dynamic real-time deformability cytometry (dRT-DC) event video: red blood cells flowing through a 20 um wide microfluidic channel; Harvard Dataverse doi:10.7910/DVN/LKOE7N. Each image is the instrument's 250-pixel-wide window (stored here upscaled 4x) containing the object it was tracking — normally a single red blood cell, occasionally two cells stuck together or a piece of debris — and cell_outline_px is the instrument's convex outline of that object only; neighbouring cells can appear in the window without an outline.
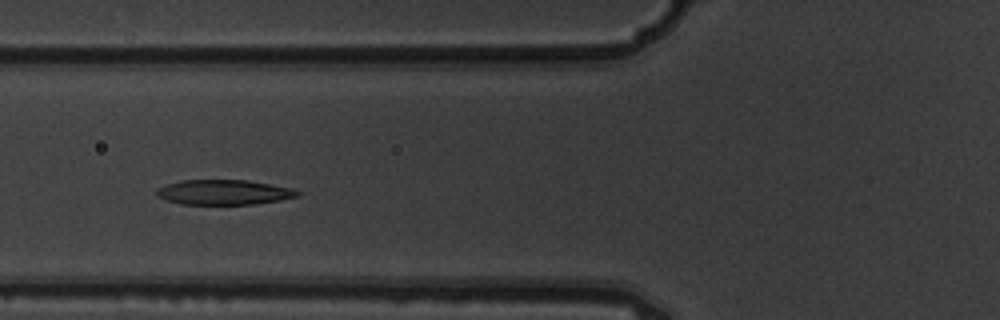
{"species": "common noctule bat (a hibernating species)", "species_latin": "Nyctalus noctula", "temperature_condition": "warm", "stored_images_in_passage": 7, "camera_frame_rate_fps": 3000, "um_per_image_px": 0.085, "animal": {"sex": "male", "body_mass_g": 19.5, "forearm_length_mm": 54.6}, "frame": {"image": 1, "passage_image": 3, "time_ms": 0.667, "image_size_px": [1000, 320], "cell_outline_px": [[300, 196], [280, 200], [256, 204], [180, 204], [156, 196], [156, 188], [164, 184], [180, 180], [248, 180], [292, 188], [300, 192]], "centroid_in_image_um": [19.01, 16.33], "position_along_channel_um": 106.8, "area_um2": 20.63}}
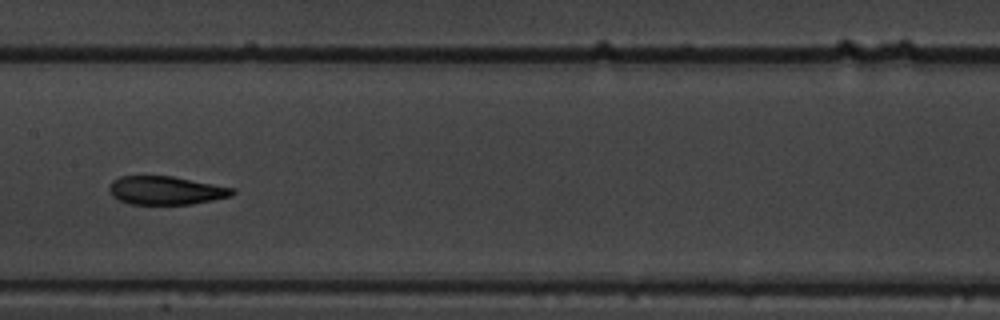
{"frame": {"image": 2, "passage_image": 5, "time_ms": 1.333, "image_size_px": [1000, 320], "cell_outline_px": [[236, 192], [232, 196], [192, 204], [128, 204], [112, 196], [108, 192], [108, 188], [112, 180], [120, 176], [172, 176], [236, 188]], "centroid_in_image_um": [14.1, 16.18], "position_along_channel_um": 193.3, "area_um2": 20.58}}
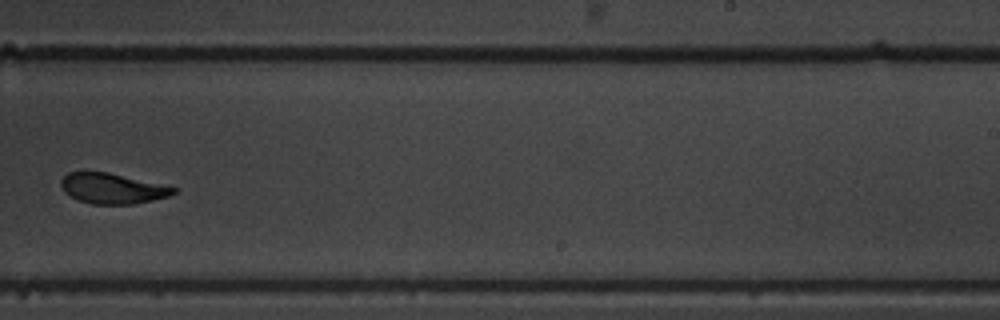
{"frame": {"image": 3, "passage_image": 7, "time_ms": 2.0, "image_size_px": [1000, 320], "cell_outline_px": [[180, 188], [176, 192], [168, 196], [152, 200], [132, 204], [92, 204], [76, 200], [64, 192], [60, 188], [60, 180], [68, 172], [108, 172]], "centroid_in_image_um": [9.53, 16.02], "position_along_channel_um": 279.5, "area_um2": 20.06}}